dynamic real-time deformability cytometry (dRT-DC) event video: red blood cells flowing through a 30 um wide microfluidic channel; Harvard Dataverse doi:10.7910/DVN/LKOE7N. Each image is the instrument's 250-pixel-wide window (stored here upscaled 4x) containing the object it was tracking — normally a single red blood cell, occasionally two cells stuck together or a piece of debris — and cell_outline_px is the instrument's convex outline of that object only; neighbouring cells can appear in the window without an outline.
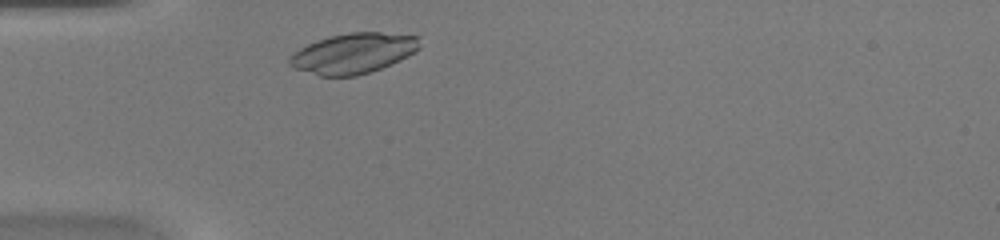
{"species": "common noctule bat (a hibernating species)", "species_latin": "Nyctalus noctula", "temperature_condition": "warm", "stored_images_in_passage": 28, "camera_frame_rate_fps": 3000, "um_per_image_px": 0.085, "animal": {"sex": "female", "body_mass_g": 20.0, "forearm_length_mm": 54.0}, "frame": {"image": 1, "passage_image": 2, "time_ms": 0.333, "image_size_px": [1000, 240], "cell_outline_px": [[420, 48], [408, 56], [400, 60], [372, 72], [356, 76], [320, 76], [292, 68], [288, 64], [288, 56], [292, 52], [316, 40], [328, 36], [348, 32], [380, 32], [420, 36]], "centroid_in_image_um": [30.0, 4.53], "position_along_channel_um": 55.0, "area_um2": 31.04}}
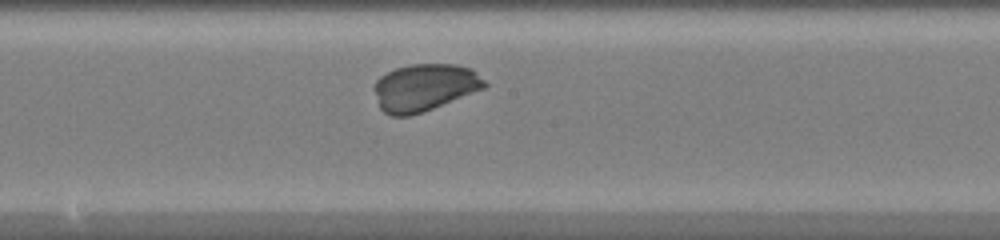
{"frame": {"image": 2, "passage_image": 14, "time_ms": 4.333, "image_size_px": [1000, 240], "cell_outline_px": [[488, 84], [484, 88], [424, 112], [408, 116], [392, 116], [384, 112], [380, 108], [372, 88], [376, 80], [380, 76], [396, 68], [412, 64], [456, 64], [472, 68]], "centroid_in_image_um": [36.06, 7.43], "position_along_channel_um": 212.1, "area_um2": 30.46}}
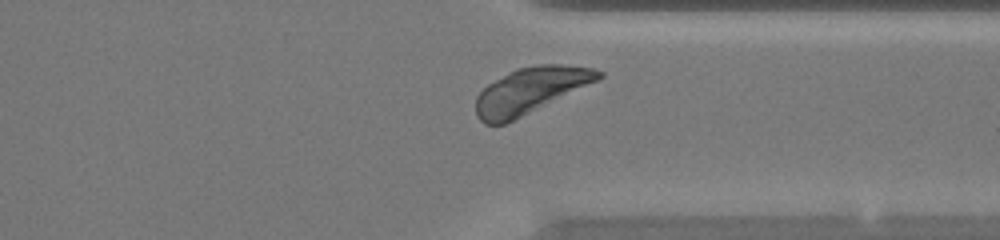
{"frame": {"image": 3, "passage_image": 25, "time_ms": 8.0, "image_size_px": [1000, 240], "cell_outline_px": [[604, 76], [596, 80], [504, 124], [484, 124], [476, 116], [476, 96], [488, 84], [508, 72], [520, 68], [536, 64], [564, 64], [592, 68], [604, 72]], "centroid_in_image_um": [45.03, 7.67], "position_along_channel_um": 366.4, "area_um2": 32.02}}